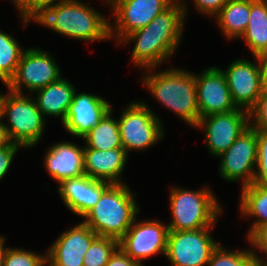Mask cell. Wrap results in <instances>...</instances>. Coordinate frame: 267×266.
<instances>
[{"instance_id":"cell-1","label":"cell","mask_w":267,"mask_h":266,"mask_svg":"<svg viewBox=\"0 0 267 266\" xmlns=\"http://www.w3.org/2000/svg\"><path fill=\"white\" fill-rule=\"evenodd\" d=\"M177 0L147 26L126 35L120 43L135 40L131 60L147 70L161 65L173 55L182 37L187 8Z\"/></svg>"},{"instance_id":"cell-2","label":"cell","mask_w":267,"mask_h":266,"mask_svg":"<svg viewBox=\"0 0 267 266\" xmlns=\"http://www.w3.org/2000/svg\"><path fill=\"white\" fill-rule=\"evenodd\" d=\"M129 187L111 184L98 202L83 217V221L98 236L120 240L128 231L139 212Z\"/></svg>"},{"instance_id":"cell-3","label":"cell","mask_w":267,"mask_h":266,"mask_svg":"<svg viewBox=\"0 0 267 266\" xmlns=\"http://www.w3.org/2000/svg\"><path fill=\"white\" fill-rule=\"evenodd\" d=\"M35 21L74 39L99 41L110 38V22L107 18L77 0L53 6Z\"/></svg>"},{"instance_id":"cell-4","label":"cell","mask_w":267,"mask_h":266,"mask_svg":"<svg viewBox=\"0 0 267 266\" xmlns=\"http://www.w3.org/2000/svg\"><path fill=\"white\" fill-rule=\"evenodd\" d=\"M145 75L142 81L165 107L177 113L186 123L196 127L200 120L197 104L196 75L184 69L169 68Z\"/></svg>"},{"instance_id":"cell-5","label":"cell","mask_w":267,"mask_h":266,"mask_svg":"<svg viewBox=\"0 0 267 266\" xmlns=\"http://www.w3.org/2000/svg\"><path fill=\"white\" fill-rule=\"evenodd\" d=\"M172 221L169 231H188L214 227L221 214L216 197L209 189L190 191L173 188L170 193Z\"/></svg>"},{"instance_id":"cell-6","label":"cell","mask_w":267,"mask_h":266,"mask_svg":"<svg viewBox=\"0 0 267 266\" xmlns=\"http://www.w3.org/2000/svg\"><path fill=\"white\" fill-rule=\"evenodd\" d=\"M1 116L8 117L10 126H5L12 142L30 148L41 139L45 117L30 96L8 92L2 100Z\"/></svg>"},{"instance_id":"cell-7","label":"cell","mask_w":267,"mask_h":266,"mask_svg":"<svg viewBox=\"0 0 267 266\" xmlns=\"http://www.w3.org/2000/svg\"><path fill=\"white\" fill-rule=\"evenodd\" d=\"M123 149L143 150L157 143L164 136L161 120L143 102H133L118 119Z\"/></svg>"},{"instance_id":"cell-8","label":"cell","mask_w":267,"mask_h":266,"mask_svg":"<svg viewBox=\"0 0 267 266\" xmlns=\"http://www.w3.org/2000/svg\"><path fill=\"white\" fill-rule=\"evenodd\" d=\"M213 227L169 231L166 257L173 266H205L219 244L209 234Z\"/></svg>"},{"instance_id":"cell-9","label":"cell","mask_w":267,"mask_h":266,"mask_svg":"<svg viewBox=\"0 0 267 266\" xmlns=\"http://www.w3.org/2000/svg\"><path fill=\"white\" fill-rule=\"evenodd\" d=\"M60 75L59 66L48 52L29 48L23 52L17 71L6 86L15 93L23 94L22 86L35 92L57 81Z\"/></svg>"},{"instance_id":"cell-10","label":"cell","mask_w":267,"mask_h":266,"mask_svg":"<svg viewBox=\"0 0 267 266\" xmlns=\"http://www.w3.org/2000/svg\"><path fill=\"white\" fill-rule=\"evenodd\" d=\"M220 175L226 181L243 180V187L254 181L257 163V130L246 129L221 155Z\"/></svg>"},{"instance_id":"cell-11","label":"cell","mask_w":267,"mask_h":266,"mask_svg":"<svg viewBox=\"0 0 267 266\" xmlns=\"http://www.w3.org/2000/svg\"><path fill=\"white\" fill-rule=\"evenodd\" d=\"M196 127L205 129L207 148L212 156H219L250 127L249 112L237 108L228 113L200 117Z\"/></svg>"},{"instance_id":"cell-12","label":"cell","mask_w":267,"mask_h":266,"mask_svg":"<svg viewBox=\"0 0 267 266\" xmlns=\"http://www.w3.org/2000/svg\"><path fill=\"white\" fill-rule=\"evenodd\" d=\"M169 227L160 221H140L136 218L126 234L119 240V247L140 264L143 259L162 253L165 255Z\"/></svg>"},{"instance_id":"cell-13","label":"cell","mask_w":267,"mask_h":266,"mask_svg":"<svg viewBox=\"0 0 267 266\" xmlns=\"http://www.w3.org/2000/svg\"><path fill=\"white\" fill-rule=\"evenodd\" d=\"M226 75L228 88L236 108L250 112L263 93L261 69L258 62L239 59L233 61L227 70H222Z\"/></svg>"},{"instance_id":"cell-14","label":"cell","mask_w":267,"mask_h":266,"mask_svg":"<svg viewBox=\"0 0 267 266\" xmlns=\"http://www.w3.org/2000/svg\"><path fill=\"white\" fill-rule=\"evenodd\" d=\"M176 0H124L112 11L116 25L110 24V38L117 43L128 34L147 26L157 15L168 9ZM117 35V36H116Z\"/></svg>"},{"instance_id":"cell-15","label":"cell","mask_w":267,"mask_h":266,"mask_svg":"<svg viewBox=\"0 0 267 266\" xmlns=\"http://www.w3.org/2000/svg\"><path fill=\"white\" fill-rule=\"evenodd\" d=\"M196 91L200 117L237 109L222 69L210 67L199 76L196 75Z\"/></svg>"},{"instance_id":"cell-16","label":"cell","mask_w":267,"mask_h":266,"mask_svg":"<svg viewBox=\"0 0 267 266\" xmlns=\"http://www.w3.org/2000/svg\"><path fill=\"white\" fill-rule=\"evenodd\" d=\"M98 235L84 222L65 231L46 254L49 266H83V258Z\"/></svg>"},{"instance_id":"cell-17","label":"cell","mask_w":267,"mask_h":266,"mask_svg":"<svg viewBox=\"0 0 267 266\" xmlns=\"http://www.w3.org/2000/svg\"><path fill=\"white\" fill-rule=\"evenodd\" d=\"M111 109L99 96L75 92L63 125L71 135L83 138Z\"/></svg>"},{"instance_id":"cell-18","label":"cell","mask_w":267,"mask_h":266,"mask_svg":"<svg viewBox=\"0 0 267 266\" xmlns=\"http://www.w3.org/2000/svg\"><path fill=\"white\" fill-rule=\"evenodd\" d=\"M59 184L57 190L63 203L81 217L96 205L102 193L111 185L109 182L96 180L87 175L65 179Z\"/></svg>"},{"instance_id":"cell-19","label":"cell","mask_w":267,"mask_h":266,"mask_svg":"<svg viewBox=\"0 0 267 266\" xmlns=\"http://www.w3.org/2000/svg\"><path fill=\"white\" fill-rule=\"evenodd\" d=\"M45 168L57 182L65 179L79 178L84 173V147L72 142L51 145L45 155Z\"/></svg>"},{"instance_id":"cell-20","label":"cell","mask_w":267,"mask_h":266,"mask_svg":"<svg viewBox=\"0 0 267 266\" xmlns=\"http://www.w3.org/2000/svg\"><path fill=\"white\" fill-rule=\"evenodd\" d=\"M128 158L123 148L106 151L84 148V173L96 180L122 184L120 178Z\"/></svg>"},{"instance_id":"cell-21","label":"cell","mask_w":267,"mask_h":266,"mask_svg":"<svg viewBox=\"0 0 267 266\" xmlns=\"http://www.w3.org/2000/svg\"><path fill=\"white\" fill-rule=\"evenodd\" d=\"M35 92L37 93L35 101L42 115L60 116L63 123L73 101L75 87L67 79L59 78Z\"/></svg>"},{"instance_id":"cell-22","label":"cell","mask_w":267,"mask_h":266,"mask_svg":"<svg viewBox=\"0 0 267 266\" xmlns=\"http://www.w3.org/2000/svg\"><path fill=\"white\" fill-rule=\"evenodd\" d=\"M253 56L267 51V0H250V16L243 35Z\"/></svg>"},{"instance_id":"cell-23","label":"cell","mask_w":267,"mask_h":266,"mask_svg":"<svg viewBox=\"0 0 267 266\" xmlns=\"http://www.w3.org/2000/svg\"><path fill=\"white\" fill-rule=\"evenodd\" d=\"M215 16L225 37L241 38L249 22L250 0H227Z\"/></svg>"},{"instance_id":"cell-24","label":"cell","mask_w":267,"mask_h":266,"mask_svg":"<svg viewBox=\"0 0 267 266\" xmlns=\"http://www.w3.org/2000/svg\"><path fill=\"white\" fill-rule=\"evenodd\" d=\"M240 212L243 216L257 218L248 237L258 228L267 225V185L252 183L242 187Z\"/></svg>"},{"instance_id":"cell-25","label":"cell","mask_w":267,"mask_h":266,"mask_svg":"<svg viewBox=\"0 0 267 266\" xmlns=\"http://www.w3.org/2000/svg\"><path fill=\"white\" fill-rule=\"evenodd\" d=\"M111 111L112 109L83 137L86 141V146L84 148L102 151L123 148L118 120L111 117Z\"/></svg>"},{"instance_id":"cell-26","label":"cell","mask_w":267,"mask_h":266,"mask_svg":"<svg viewBox=\"0 0 267 266\" xmlns=\"http://www.w3.org/2000/svg\"><path fill=\"white\" fill-rule=\"evenodd\" d=\"M24 51L14 37L0 31V80L5 86L14 77Z\"/></svg>"},{"instance_id":"cell-27","label":"cell","mask_w":267,"mask_h":266,"mask_svg":"<svg viewBox=\"0 0 267 266\" xmlns=\"http://www.w3.org/2000/svg\"><path fill=\"white\" fill-rule=\"evenodd\" d=\"M118 247V240L98 236L85 253L83 266H105Z\"/></svg>"},{"instance_id":"cell-28","label":"cell","mask_w":267,"mask_h":266,"mask_svg":"<svg viewBox=\"0 0 267 266\" xmlns=\"http://www.w3.org/2000/svg\"><path fill=\"white\" fill-rule=\"evenodd\" d=\"M208 266H255L254 253L251 250L227 251L219 245L212 253Z\"/></svg>"},{"instance_id":"cell-29","label":"cell","mask_w":267,"mask_h":266,"mask_svg":"<svg viewBox=\"0 0 267 266\" xmlns=\"http://www.w3.org/2000/svg\"><path fill=\"white\" fill-rule=\"evenodd\" d=\"M55 1L57 0H14L13 2L20 11L24 25H27L28 21L36 20L47 9L70 0H59V2L56 3Z\"/></svg>"},{"instance_id":"cell-30","label":"cell","mask_w":267,"mask_h":266,"mask_svg":"<svg viewBox=\"0 0 267 266\" xmlns=\"http://www.w3.org/2000/svg\"><path fill=\"white\" fill-rule=\"evenodd\" d=\"M46 264V254L41 256L18 248H8L4 260V266H45Z\"/></svg>"},{"instance_id":"cell-31","label":"cell","mask_w":267,"mask_h":266,"mask_svg":"<svg viewBox=\"0 0 267 266\" xmlns=\"http://www.w3.org/2000/svg\"><path fill=\"white\" fill-rule=\"evenodd\" d=\"M253 183L267 185V131L257 130V163Z\"/></svg>"},{"instance_id":"cell-32","label":"cell","mask_w":267,"mask_h":266,"mask_svg":"<svg viewBox=\"0 0 267 266\" xmlns=\"http://www.w3.org/2000/svg\"><path fill=\"white\" fill-rule=\"evenodd\" d=\"M249 114L251 118V127L256 130L267 131V89L263 90L262 95L259 97L255 107L249 112Z\"/></svg>"},{"instance_id":"cell-33","label":"cell","mask_w":267,"mask_h":266,"mask_svg":"<svg viewBox=\"0 0 267 266\" xmlns=\"http://www.w3.org/2000/svg\"><path fill=\"white\" fill-rule=\"evenodd\" d=\"M20 148L23 147L14 142L6 147L0 148V180L6 175L16 152Z\"/></svg>"},{"instance_id":"cell-34","label":"cell","mask_w":267,"mask_h":266,"mask_svg":"<svg viewBox=\"0 0 267 266\" xmlns=\"http://www.w3.org/2000/svg\"><path fill=\"white\" fill-rule=\"evenodd\" d=\"M226 3L227 0H194L197 10L212 16L216 15Z\"/></svg>"},{"instance_id":"cell-35","label":"cell","mask_w":267,"mask_h":266,"mask_svg":"<svg viewBox=\"0 0 267 266\" xmlns=\"http://www.w3.org/2000/svg\"><path fill=\"white\" fill-rule=\"evenodd\" d=\"M105 266H143L138 261H135L128 256L120 247L109 258Z\"/></svg>"},{"instance_id":"cell-36","label":"cell","mask_w":267,"mask_h":266,"mask_svg":"<svg viewBox=\"0 0 267 266\" xmlns=\"http://www.w3.org/2000/svg\"><path fill=\"white\" fill-rule=\"evenodd\" d=\"M252 247L260 249L267 255V225L256 229L249 237Z\"/></svg>"},{"instance_id":"cell-37","label":"cell","mask_w":267,"mask_h":266,"mask_svg":"<svg viewBox=\"0 0 267 266\" xmlns=\"http://www.w3.org/2000/svg\"><path fill=\"white\" fill-rule=\"evenodd\" d=\"M254 58L260 65L263 88L267 89V51L254 56Z\"/></svg>"},{"instance_id":"cell-38","label":"cell","mask_w":267,"mask_h":266,"mask_svg":"<svg viewBox=\"0 0 267 266\" xmlns=\"http://www.w3.org/2000/svg\"><path fill=\"white\" fill-rule=\"evenodd\" d=\"M2 117H0L1 120ZM12 141L9 138L8 131L3 122L0 121V148L10 145Z\"/></svg>"},{"instance_id":"cell-39","label":"cell","mask_w":267,"mask_h":266,"mask_svg":"<svg viewBox=\"0 0 267 266\" xmlns=\"http://www.w3.org/2000/svg\"><path fill=\"white\" fill-rule=\"evenodd\" d=\"M5 237L0 236V266H4V260L7 253L8 248L4 247Z\"/></svg>"},{"instance_id":"cell-40","label":"cell","mask_w":267,"mask_h":266,"mask_svg":"<svg viewBox=\"0 0 267 266\" xmlns=\"http://www.w3.org/2000/svg\"><path fill=\"white\" fill-rule=\"evenodd\" d=\"M255 250H253L254 253V258H255V266H267V261L262 260V258L260 259V257H258V255H256L254 252Z\"/></svg>"},{"instance_id":"cell-41","label":"cell","mask_w":267,"mask_h":266,"mask_svg":"<svg viewBox=\"0 0 267 266\" xmlns=\"http://www.w3.org/2000/svg\"><path fill=\"white\" fill-rule=\"evenodd\" d=\"M122 1L124 0H106V3L111 4V7L114 9Z\"/></svg>"},{"instance_id":"cell-42","label":"cell","mask_w":267,"mask_h":266,"mask_svg":"<svg viewBox=\"0 0 267 266\" xmlns=\"http://www.w3.org/2000/svg\"><path fill=\"white\" fill-rule=\"evenodd\" d=\"M3 97H4V95L0 93V117H2L1 116V111H2V100H3Z\"/></svg>"}]
</instances>
